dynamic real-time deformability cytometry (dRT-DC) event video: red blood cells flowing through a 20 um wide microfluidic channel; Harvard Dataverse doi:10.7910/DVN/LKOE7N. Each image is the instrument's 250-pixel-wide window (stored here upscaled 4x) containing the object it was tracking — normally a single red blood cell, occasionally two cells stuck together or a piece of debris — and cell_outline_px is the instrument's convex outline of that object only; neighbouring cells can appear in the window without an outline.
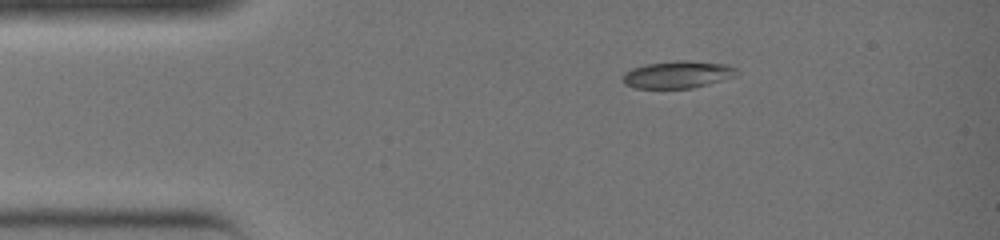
{"species": "common noctule bat (a hibernating species)", "species_latin": "Nyctalus noctula", "temperature_condition": "warm", "stored_images_in_passage": 4, "camera_frame_rate_fps": 3000, "um_per_image_px": 0.085, "animal": {"sex": "female", "body_mass_g": 19.0, "forearm_length_mm": 51.5}, "frame": {"image": 1, "passage_image": 1, "time_ms": 0.0, "image_size_px": [1000, 240], "cell_outline_px": [[740, 72], [736, 76], [708, 84], [692, 88], [636, 88], [624, 84], [624, 72], [632, 68], [648, 64], [676, 60], [688, 60], [728, 64], [736, 68]], "centroid_in_image_um": [57.65, 6.33], "position_along_channel_um": 27.3, "area_um2": 18.15}}